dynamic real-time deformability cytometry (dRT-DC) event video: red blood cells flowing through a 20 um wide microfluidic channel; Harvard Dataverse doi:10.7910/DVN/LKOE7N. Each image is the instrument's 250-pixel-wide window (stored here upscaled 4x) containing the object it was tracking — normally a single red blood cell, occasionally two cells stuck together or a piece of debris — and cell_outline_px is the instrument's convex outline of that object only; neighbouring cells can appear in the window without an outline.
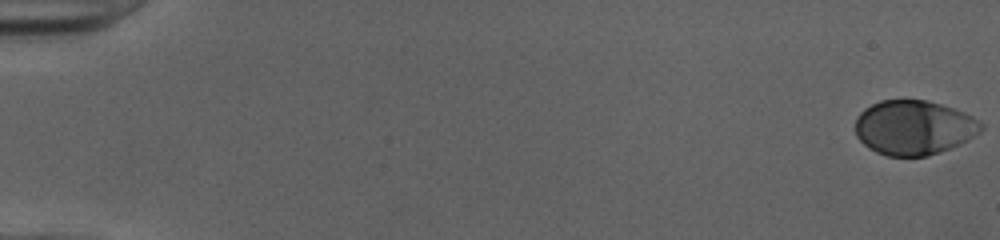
{"species": "human", "species_latin": "Homo sapiens", "temperature_condition": "cold", "stored_images_in_passage": 52, "camera_frame_rate_fps": 3000, "um_per_image_px": 0.085, "donor": {"sex": "female"}, "frame": {"image": 1, "passage_image": 1, "time_ms": 0.0, "image_size_px": [1000, 240], "cell_outline_px": [[984, 128], [980, 132], [968, 140], [960, 144], [928, 156], [888, 156], [876, 152], [868, 148], [856, 136], [856, 116], [864, 108], [880, 100], [928, 100], [964, 112], [980, 120], [984, 124]], "centroid_in_image_um": [77.68, 10.84], "position_along_channel_um": 7.3, "area_um2": 40.17}}
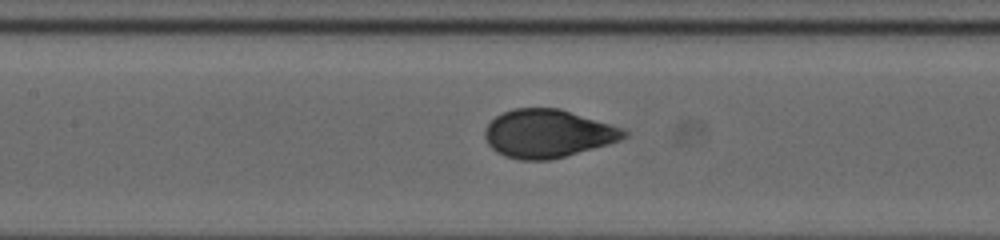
{"frame": {"image": 2, "passage_image": 26, "time_ms": 8.333, "image_size_px": [1000, 240], "cell_outline_px": [[628, 136], [620, 140], [608, 144], [564, 156], [548, 160], [520, 160], [504, 156], [496, 152], [488, 144], [484, 136], [484, 128], [496, 116], [512, 108], [560, 108], [628, 128]], "centroid_in_image_um": [46.6, 11.34], "position_along_channel_um": 160.8, "area_um2": 39.42}}
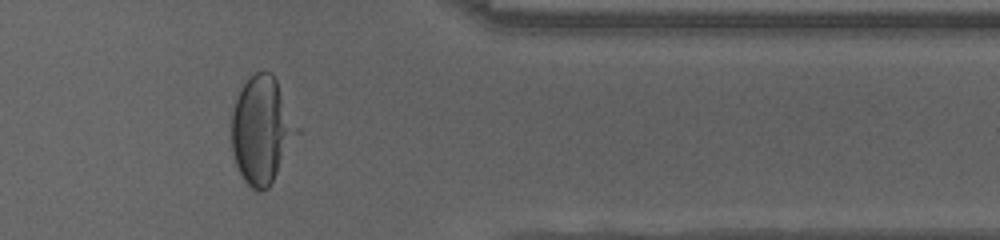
{"frame": {"image": 3, "passage_image": 44, "time_ms": 14.333, "image_size_px": [1000, 240], "cell_outline_px": [[300, 132], [268, 188], [260, 192], [252, 188], [244, 180], [236, 164], [232, 152], [232, 112], [240, 88], [256, 72], [272, 72], [300, 128]], "centroid_in_image_um": [22.26, 11.06], "position_along_channel_um": 389.1, "area_um2": 40.52}, "authors_computed_cell_mechanics": {"area_um2": 39.593, "velocity_mm_per_s": 4.0061, "shape_relaxation_time_tau1_ms": 4.4794, "shape_relaxation_time_tau2_ms": null, "deformation_change_tau1": 0.1942, "deformation_change_tau2": null}}